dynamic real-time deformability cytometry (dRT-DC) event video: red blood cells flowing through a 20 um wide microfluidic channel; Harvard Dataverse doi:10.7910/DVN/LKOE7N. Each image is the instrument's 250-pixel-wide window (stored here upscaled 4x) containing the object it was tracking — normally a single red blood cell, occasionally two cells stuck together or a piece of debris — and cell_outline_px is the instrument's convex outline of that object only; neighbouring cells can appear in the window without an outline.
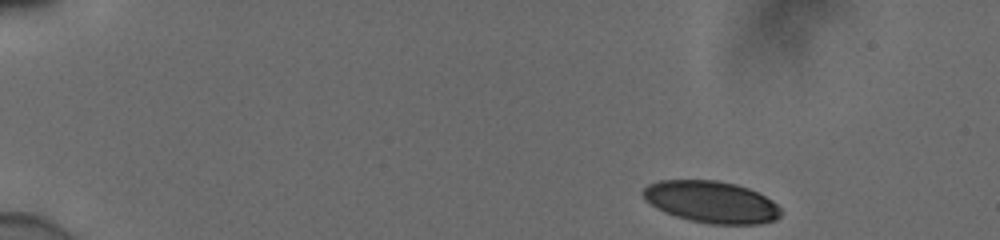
{"species": "human", "species_latin": "Homo sapiens", "temperature_condition": "cold", "stored_images_in_passage": 48, "camera_frame_rate_fps": 3000, "um_per_image_px": 0.085, "donor": {"sex": "male"}, "frame": {"image": 1, "passage_image": 1, "time_ms": 0.0, "image_size_px": [1000, 240], "cell_outline_px": [[784, 212], [776, 220], [760, 224], [708, 224], [688, 220], [664, 212], [656, 208], [644, 200], [640, 192], [648, 184], [660, 180], [716, 180], [736, 184], [748, 188], [772, 200]], "centroid_in_image_um": [60.45, 17.17], "position_along_channel_um": 24.6, "area_um2": 33.93}}
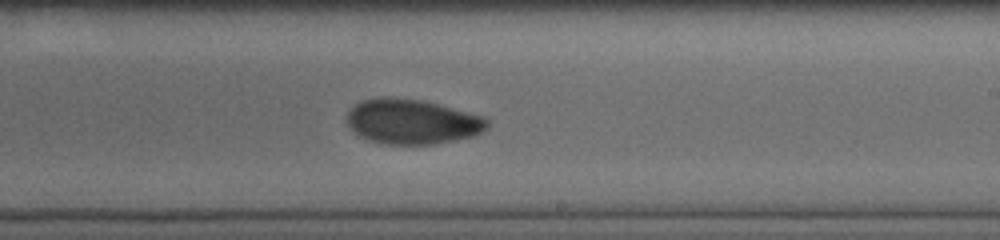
{"frame": {"image": 2, "passage_image": 28, "time_ms": 9.0, "image_size_px": [1000, 240], "cell_outline_px": [[488, 128], [472, 136], [436, 144], [380, 144], [368, 140], [360, 136], [348, 124], [348, 112], [356, 104], [364, 100], [420, 100], [484, 116], [488, 120]], "centroid_in_image_um": [35.08, 10.39], "position_along_channel_um": 253.9, "area_um2": 35.55}}
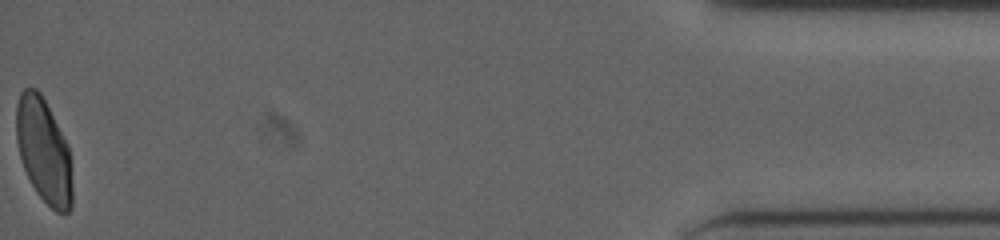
{"frame": {"image": 3, "passage_image": 48, "time_ms": 15.667, "image_size_px": [1000, 240], "cell_outline_px": [[72, 208], [68, 212], [56, 212], [36, 192], [24, 168], [20, 156], [16, 140], [16, 104], [20, 92], [24, 88], [36, 88], [40, 92], [68, 144], [72, 188]], "centroid_in_image_um": [3.71, 12.79], "position_along_channel_um": 431.5, "area_um2": 33.87}, "authors_computed_cell_mechanics": {"area_um2": 35.836, "velocity_mm_per_s": 3.8778, "shape_relaxation_time_tau1_ms": null, "shape_relaxation_time_tau2_ms": 3.6366, "deformation_change_tau1": null, "deformation_change_tau2": 0.0675}}